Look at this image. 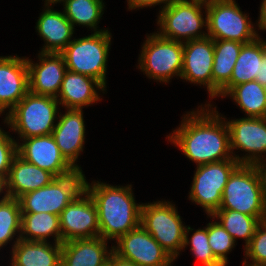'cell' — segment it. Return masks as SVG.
<instances>
[{"mask_svg": "<svg viewBox=\"0 0 266 266\" xmlns=\"http://www.w3.org/2000/svg\"><path fill=\"white\" fill-rule=\"evenodd\" d=\"M184 115L180 127L168 140L196 165L234 159L230 151L229 129L225 118L210 103ZM207 108V109H205ZM224 119V120H223Z\"/></svg>", "mask_w": 266, "mask_h": 266, "instance_id": "1", "label": "cell"}, {"mask_svg": "<svg viewBox=\"0 0 266 266\" xmlns=\"http://www.w3.org/2000/svg\"><path fill=\"white\" fill-rule=\"evenodd\" d=\"M84 189L97 207L101 238L117 240L140 226L142 204L135 202L131 185L112 186L99 181L90 185L85 179Z\"/></svg>", "mask_w": 266, "mask_h": 266, "instance_id": "2", "label": "cell"}, {"mask_svg": "<svg viewBox=\"0 0 266 266\" xmlns=\"http://www.w3.org/2000/svg\"><path fill=\"white\" fill-rule=\"evenodd\" d=\"M59 102L55 97L28 92L6 114L4 122L19 134L20 139L52 134L58 114Z\"/></svg>", "mask_w": 266, "mask_h": 266, "instance_id": "3", "label": "cell"}, {"mask_svg": "<svg viewBox=\"0 0 266 266\" xmlns=\"http://www.w3.org/2000/svg\"><path fill=\"white\" fill-rule=\"evenodd\" d=\"M111 38L108 29L83 38H74L61 52L67 70L93 77L106 88V62Z\"/></svg>", "mask_w": 266, "mask_h": 266, "instance_id": "4", "label": "cell"}, {"mask_svg": "<svg viewBox=\"0 0 266 266\" xmlns=\"http://www.w3.org/2000/svg\"><path fill=\"white\" fill-rule=\"evenodd\" d=\"M201 8L206 10V0H173L159 11L157 33L183 43L207 37V33L201 32L207 28V15L203 18Z\"/></svg>", "mask_w": 266, "mask_h": 266, "instance_id": "5", "label": "cell"}, {"mask_svg": "<svg viewBox=\"0 0 266 266\" xmlns=\"http://www.w3.org/2000/svg\"><path fill=\"white\" fill-rule=\"evenodd\" d=\"M140 225L174 260L183 250L186 226L174 204L167 201L142 204Z\"/></svg>", "mask_w": 266, "mask_h": 266, "instance_id": "6", "label": "cell"}, {"mask_svg": "<svg viewBox=\"0 0 266 266\" xmlns=\"http://www.w3.org/2000/svg\"><path fill=\"white\" fill-rule=\"evenodd\" d=\"M219 209H231L266 220L258 174L253 164H239L230 174Z\"/></svg>", "mask_w": 266, "mask_h": 266, "instance_id": "7", "label": "cell"}, {"mask_svg": "<svg viewBox=\"0 0 266 266\" xmlns=\"http://www.w3.org/2000/svg\"><path fill=\"white\" fill-rule=\"evenodd\" d=\"M82 170L56 177L50 184L18 198L21 213H51L60 216L68 204L84 190Z\"/></svg>", "mask_w": 266, "mask_h": 266, "instance_id": "8", "label": "cell"}, {"mask_svg": "<svg viewBox=\"0 0 266 266\" xmlns=\"http://www.w3.org/2000/svg\"><path fill=\"white\" fill-rule=\"evenodd\" d=\"M207 36L213 40L241 43L254 41L259 34L247 14H243L235 0H206Z\"/></svg>", "mask_w": 266, "mask_h": 266, "instance_id": "9", "label": "cell"}, {"mask_svg": "<svg viewBox=\"0 0 266 266\" xmlns=\"http://www.w3.org/2000/svg\"><path fill=\"white\" fill-rule=\"evenodd\" d=\"M139 56L138 68L151 79L168 83L175 75L181 76L183 42L153 33L147 35Z\"/></svg>", "mask_w": 266, "mask_h": 266, "instance_id": "10", "label": "cell"}, {"mask_svg": "<svg viewBox=\"0 0 266 266\" xmlns=\"http://www.w3.org/2000/svg\"><path fill=\"white\" fill-rule=\"evenodd\" d=\"M239 164L236 159H228L198 165L189 200L202 206L208 216L213 215L221 205L222 193L230 174Z\"/></svg>", "mask_w": 266, "mask_h": 266, "instance_id": "11", "label": "cell"}, {"mask_svg": "<svg viewBox=\"0 0 266 266\" xmlns=\"http://www.w3.org/2000/svg\"><path fill=\"white\" fill-rule=\"evenodd\" d=\"M60 229L62 243L100 237L97 207L85 189L61 212Z\"/></svg>", "mask_w": 266, "mask_h": 266, "instance_id": "12", "label": "cell"}, {"mask_svg": "<svg viewBox=\"0 0 266 266\" xmlns=\"http://www.w3.org/2000/svg\"><path fill=\"white\" fill-rule=\"evenodd\" d=\"M229 129L230 151L240 164H254L264 159L266 153V117H244L226 122ZM234 149L248 152L243 157Z\"/></svg>", "mask_w": 266, "mask_h": 266, "instance_id": "13", "label": "cell"}, {"mask_svg": "<svg viewBox=\"0 0 266 266\" xmlns=\"http://www.w3.org/2000/svg\"><path fill=\"white\" fill-rule=\"evenodd\" d=\"M113 252L137 266H171L174 259L141 225L120 236Z\"/></svg>", "mask_w": 266, "mask_h": 266, "instance_id": "14", "label": "cell"}, {"mask_svg": "<svg viewBox=\"0 0 266 266\" xmlns=\"http://www.w3.org/2000/svg\"><path fill=\"white\" fill-rule=\"evenodd\" d=\"M22 141L17 143V154L27 162L56 177H64L77 170L64 158L52 134L29 137Z\"/></svg>", "mask_w": 266, "mask_h": 266, "instance_id": "15", "label": "cell"}, {"mask_svg": "<svg viewBox=\"0 0 266 266\" xmlns=\"http://www.w3.org/2000/svg\"><path fill=\"white\" fill-rule=\"evenodd\" d=\"M214 40L210 37L183 43V66L180 78L206 86L212 99Z\"/></svg>", "mask_w": 266, "mask_h": 266, "instance_id": "16", "label": "cell"}, {"mask_svg": "<svg viewBox=\"0 0 266 266\" xmlns=\"http://www.w3.org/2000/svg\"><path fill=\"white\" fill-rule=\"evenodd\" d=\"M39 63L26 58L29 91L57 98L67 67L61 53L39 52Z\"/></svg>", "mask_w": 266, "mask_h": 266, "instance_id": "17", "label": "cell"}, {"mask_svg": "<svg viewBox=\"0 0 266 266\" xmlns=\"http://www.w3.org/2000/svg\"><path fill=\"white\" fill-rule=\"evenodd\" d=\"M29 92L26 58L0 56V114L9 112Z\"/></svg>", "mask_w": 266, "mask_h": 266, "instance_id": "18", "label": "cell"}, {"mask_svg": "<svg viewBox=\"0 0 266 266\" xmlns=\"http://www.w3.org/2000/svg\"><path fill=\"white\" fill-rule=\"evenodd\" d=\"M59 120L52 132L64 158L77 170H82L75 164L85 142V124L82 109L67 108L65 114L59 115Z\"/></svg>", "mask_w": 266, "mask_h": 266, "instance_id": "19", "label": "cell"}, {"mask_svg": "<svg viewBox=\"0 0 266 266\" xmlns=\"http://www.w3.org/2000/svg\"><path fill=\"white\" fill-rule=\"evenodd\" d=\"M97 90L106 89L93 77L67 70L56 99L66 109H82L101 100Z\"/></svg>", "mask_w": 266, "mask_h": 266, "instance_id": "20", "label": "cell"}, {"mask_svg": "<svg viewBox=\"0 0 266 266\" xmlns=\"http://www.w3.org/2000/svg\"><path fill=\"white\" fill-rule=\"evenodd\" d=\"M56 176L22 159L18 154L13 158L7 177L9 197L18 199L25 193L50 184Z\"/></svg>", "mask_w": 266, "mask_h": 266, "instance_id": "21", "label": "cell"}, {"mask_svg": "<svg viewBox=\"0 0 266 266\" xmlns=\"http://www.w3.org/2000/svg\"><path fill=\"white\" fill-rule=\"evenodd\" d=\"M101 237L75 239L62 243L61 266H101L109 260L113 247Z\"/></svg>", "mask_w": 266, "mask_h": 266, "instance_id": "22", "label": "cell"}, {"mask_svg": "<svg viewBox=\"0 0 266 266\" xmlns=\"http://www.w3.org/2000/svg\"><path fill=\"white\" fill-rule=\"evenodd\" d=\"M45 8L36 24L38 34L45 42L41 52L61 53L72 41L75 28L64 12L53 10L52 7Z\"/></svg>", "mask_w": 266, "mask_h": 266, "instance_id": "23", "label": "cell"}, {"mask_svg": "<svg viewBox=\"0 0 266 266\" xmlns=\"http://www.w3.org/2000/svg\"><path fill=\"white\" fill-rule=\"evenodd\" d=\"M15 239L10 266H61L62 243Z\"/></svg>", "mask_w": 266, "mask_h": 266, "instance_id": "24", "label": "cell"}, {"mask_svg": "<svg viewBox=\"0 0 266 266\" xmlns=\"http://www.w3.org/2000/svg\"><path fill=\"white\" fill-rule=\"evenodd\" d=\"M265 51L266 41L260 38V36L252 42L243 44L234 65L230 81L220 90L222 98L233 86L255 80L259 74L262 54Z\"/></svg>", "mask_w": 266, "mask_h": 266, "instance_id": "25", "label": "cell"}, {"mask_svg": "<svg viewBox=\"0 0 266 266\" xmlns=\"http://www.w3.org/2000/svg\"><path fill=\"white\" fill-rule=\"evenodd\" d=\"M244 43L231 40H214L212 69V98L230 81L236 60Z\"/></svg>", "mask_w": 266, "mask_h": 266, "instance_id": "26", "label": "cell"}, {"mask_svg": "<svg viewBox=\"0 0 266 266\" xmlns=\"http://www.w3.org/2000/svg\"><path fill=\"white\" fill-rule=\"evenodd\" d=\"M20 239L47 242L50 236L54 243H62L60 216L51 213H21Z\"/></svg>", "mask_w": 266, "mask_h": 266, "instance_id": "27", "label": "cell"}, {"mask_svg": "<svg viewBox=\"0 0 266 266\" xmlns=\"http://www.w3.org/2000/svg\"><path fill=\"white\" fill-rule=\"evenodd\" d=\"M233 99L247 117H266L265 86L249 81L233 86L225 95Z\"/></svg>", "mask_w": 266, "mask_h": 266, "instance_id": "28", "label": "cell"}, {"mask_svg": "<svg viewBox=\"0 0 266 266\" xmlns=\"http://www.w3.org/2000/svg\"><path fill=\"white\" fill-rule=\"evenodd\" d=\"M63 5L64 15L73 27L78 24L93 28L94 32L107 31L97 29L105 7L103 0H68Z\"/></svg>", "mask_w": 266, "mask_h": 266, "instance_id": "29", "label": "cell"}, {"mask_svg": "<svg viewBox=\"0 0 266 266\" xmlns=\"http://www.w3.org/2000/svg\"><path fill=\"white\" fill-rule=\"evenodd\" d=\"M212 219L220 220L224 229L233 237L236 242L237 238L245 240V247L250 243L255 230L261 220L258 217L250 216L231 209H218Z\"/></svg>", "mask_w": 266, "mask_h": 266, "instance_id": "30", "label": "cell"}, {"mask_svg": "<svg viewBox=\"0 0 266 266\" xmlns=\"http://www.w3.org/2000/svg\"><path fill=\"white\" fill-rule=\"evenodd\" d=\"M21 208L19 200L8 192L0 199V249L21 232Z\"/></svg>", "mask_w": 266, "mask_h": 266, "instance_id": "31", "label": "cell"}, {"mask_svg": "<svg viewBox=\"0 0 266 266\" xmlns=\"http://www.w3.org/2000/svg\"><path fill=\"white\" fill-rule=\"evenodd\" d=\"M189 231H193V229L190 226H186L183 248L190 244L193 256L198 258L203 266H223L212 253L208 240L207 226L203 229H197L190 240L188 238Z\"/></svg>", "mask_w": 266, "mask_h": 266, "instance_id": "32", "label": "cell"}, {"mask_svg": "<svg viewBox=\"0 0 266 266\" xmlns=\"http://www.w3.org/2000/svg\"><path fill=\"white\" fill-rule=\"evenodd\" d=\"M208 240L215 258L223 265H227V254L235 246L233 237L224 229L220 222L207 224Z\"/></svg>", "mask_w": 266, "mask_h": 266, "instance_id": "33", "label": "cell"}, {"mask_svg": "<svg viewBox=\"0 0 266 266\" xmlns=\"http://www.w3.org/2000/svg\"><path fill=\"white\" fill-rule=\"evenodd\" d=\"M245 257L250 258L252 266H266V220L257 226L250 243L244 248Z\"/></svg>", "mask_w": 266, "mask_h": 266, "instance_id": "34", "label": "cell"}, {"mask_svg": "<svg viewBox=\"0 0 266 266\" xmlns=\"http://www.w3.org/2000/svg\"><path fill=\"white\" fill-rule=\"evenodd\" d=\"M17 143L0 127V174L8 177L13 158L17 154Z\"/></svg>", "mask_w": 266, "mask_h": 266, "instance_id": "35", "label": "cell"}, {"mask_svg": "<svg viewBox=\"0 0 266 266\" xmlns=\"http://www.w3.org/2000/svg\"><path fill=\"white\" fill-rule=\"evenodd\" d=\"M265 159V160H264ZM253 164L260 181L261 195L266 206V158Z\"/></svg>", "mask_w": 266, "mask_h": 266, "instance_id": "36", "label": "cell"}, {"mask_svg": "<svg viewBox=\"0 0 266 266\" xmlns=\"http://www.w3.org/2000/svg\"><path fill=\"white\" fill-rule=\"evenodd\" d=\"M173 0H127L128 2V9H139L144 7H151L154 5H161L164 4L163 8H165L169 3H171Z\"/></svg>", "mask_w": 266, "mask_h": 266, "instance_id": "37", "label": "cell"}, {"mask_svg": "<svg viewBox=\"0 0 266 266\" xmlns=\"http://www.w3.org/2000/svg\"><path fill=\"white\" fill-rule=\"evenodd\" d=\"M255 81L259 82L263 86H266V51L262 54L259 74L256 76Z\"/></svg>", "mask_w": 266, "mask_h": 266, "instance_id": "38", "label": "cell"}, {"mask_svg": "<svg viewBox=\"0 0 266 266\" xmlns=\"http://www.w3.org/2000/svg\"><path fill=\"white\" fill-rule=\"evenodd\" d=\"M259 19H258V30H266V0H262V4L260 7V12H259Z\"/></svg>", "mask_w": 266, "mask_h": 266, "instance_id": "39", "label": "cell"}, {"mask_svg": "<svg viewBox=\"0 0 266 266\" xmlns=\"http://www.w3.org/2000/svg\"><path fill=\"white\" fill-rule=\"evenodd\" d=\"M112 265L113 266H137L132 261L126 260L112 252Z\"/></svg>", "mask_w": 266, "mask_h": 266, "instance_id": "40", "label": "cell"}, {"mask_svg": "<svg viewBox=\"0 0 266 266\" xmlns=\"http://www.w3.org/2000/svg\"><path fill=\"white\" fill-rule=\"evenodd\" d=\"M4 190L7 191V177L0 174V193H3Z\"/></svg>", "mask_w": 266, "mask_h": 266, "instance_id": "41", "label": "cell"}, {"mask_svg": "<svg viewBox=\"0 0 266 266\" xmlns=\"http://www.w3.org/2000/svg\"><path fill=\"white\" fill-rule=\"evenodd\" d=\"M68 0H45V7L47 6V7H52L51 5H53V4H57V3H61V2H63V4L65 3V2H67Z\"/></svg>", "mask_w": 266, "mask_h": 266, "instance_id": "42", "label": "cell"}, {"mask_svg": "<svg viewBox=\"0 0 266 266\" xmlns=\"http://www.w3.org/2000/svg\"><path fill=\"white\" fill-rule=\"evenodd\" d=\"M101 266H113L112 265V253L110 254L109 260L106 261L103 265Z\"/></svg>", "mask_w": 266, "mask_h": 266, "instance_id": "43", "label": "cell"}, {"mask_svg": "<svg viewBox=\"0 0 266 266\" xmlns=\"http://www.w3.org/2000/svg\"><path fill=\"white\" fill-rule=\"evenodd\" d=\"M243 266H252V265L247 264V260L246 261L244 260Z\"/></svg>", "mask_w": 266, "mask_h": 266, "instance_id": "44", "label": "cell"}, {"mask_svg": "<svg viewBox=\"0 0 266 266\" xmlns=\"http://www.w3.org/2000/svg\"><path fill=\"white\" fill-rule=\"evenodd\" d=\"M265 102H266V86H265Z\"/></svg>", "mask_w": 266, "mask_h": 266, "instance_id": "45", "label": "cell"}]
</instances>
